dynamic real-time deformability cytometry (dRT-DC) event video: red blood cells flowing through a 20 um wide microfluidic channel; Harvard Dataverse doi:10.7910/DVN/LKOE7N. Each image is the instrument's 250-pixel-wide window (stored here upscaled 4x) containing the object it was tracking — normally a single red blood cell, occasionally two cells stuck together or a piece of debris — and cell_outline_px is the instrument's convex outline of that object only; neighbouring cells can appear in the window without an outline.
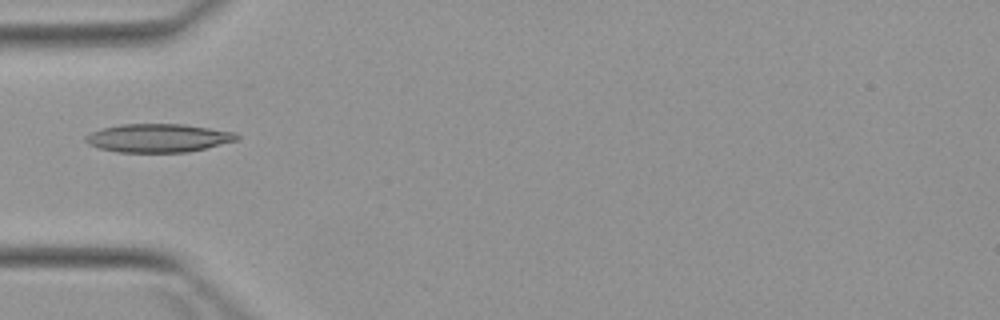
{"species": "Egyptian fruit bat (a non-hibernating species)", "species_latin": "Rousettus aegyptiacus", "temperature_condition": "warm", "stored_images_in_passage": 1, "camera_frame_rate_fps": 3000, "um_per_image_px": 0.085, "animal": {"sex": "female"}, "frame": {"image": 1, "passage_image": 1, "time_ms": 0.0, "image_size_px": [1000, 320], "cell_outline_px": [[240, 136], [236, 140], [188, 152], [120, 152], [100, 148], [88, 144], [84, 140], [84, 136], [92, 132], [104, 128], [120, 124], [184, 124], [236, 132]], "centroid_in_image_um": [13.44, 11.72], "position_along_channel_um": 71.6, "area_um2": 24.85}}